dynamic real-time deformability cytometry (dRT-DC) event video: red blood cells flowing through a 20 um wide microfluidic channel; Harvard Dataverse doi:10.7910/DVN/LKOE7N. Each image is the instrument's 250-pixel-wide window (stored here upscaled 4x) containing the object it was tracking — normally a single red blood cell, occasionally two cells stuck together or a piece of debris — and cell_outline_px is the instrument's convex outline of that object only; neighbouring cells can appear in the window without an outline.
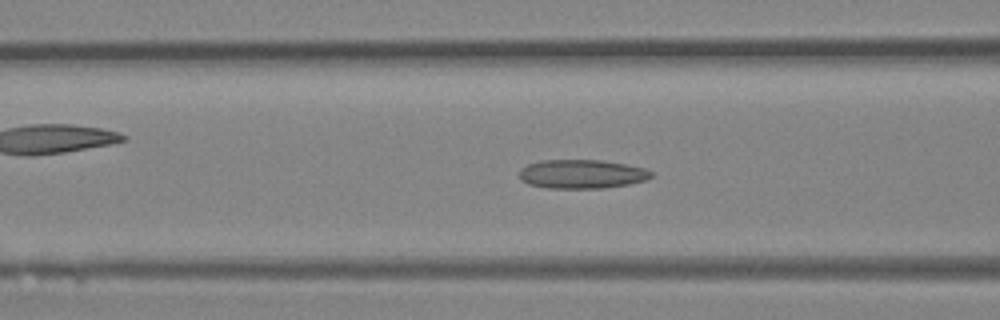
{"species": "Egyptian fruit bat (a non-hibernating species)", "species_latin": "Rousettus aegyptiacus", "temperature_condition": "room temperature", "stored_images_in_passage": 46, "camera_frame_rate_fps": 3000, "um_per_image_px": 0.085, "animal": {"sex": "female"}, "frame": {"image": 1, "passage_image": 18, "time_ms": 5.667, "image_size_px": [1000, 320], "cell_outline_px": [[652, 176], [648, 180], [628, 184], [604, 188], [548, 188], [528, 184], [520, 180], [520, 168], [528, 164], [540, 160], [600, 160], [624, 164], [644, 168], [652, 172]], "centroid_in_image_um": [49.44, 14.79], "position_along_channel_um": 117.2, "area_um2": 22.25}}
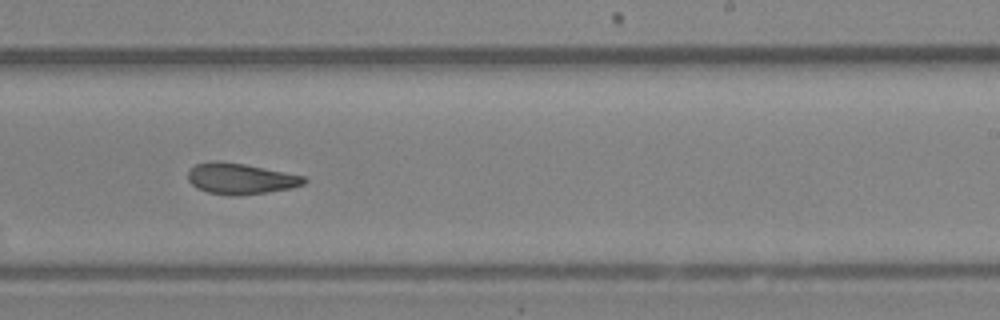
{"frame": {"image": 2, "passage_image": 28, "time_ms": 9.0, "image_size_px": [1000, 320], "cell_outline_px": [[308, 180], [304, 184], [292, 188], [268, 192], [236, 196], [228, 196], [208, 192], [196, 188], [188, 180], [188, 172], [196, 164], [208, 160], [220, 160], [244, 164], [304, 176]], "centroid_in_image_um": [20.42, 15.19], "position_along_channel_um": 268.6, "area_um2": 21.1}}
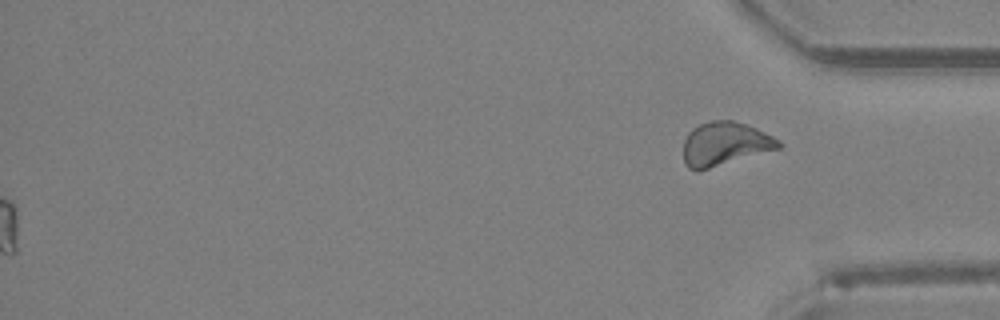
{"frame": {"image": 3, "passage_image": 46, "time_ms": 15.0, "image_size_px": [1000, 320], "cell_outline_px": [[784, 144], [780, 148], [708, 168], [688, 168], [684, 160], [684, 140], [688, 132], [692, 128], [700, 124], [712, 120], [732, 120], [748, 124], [780, 140]], "centroid_in_image_um": [61.64, 12.18], "position_along_channel_um": 373.6, "area_um2": 23.81}}